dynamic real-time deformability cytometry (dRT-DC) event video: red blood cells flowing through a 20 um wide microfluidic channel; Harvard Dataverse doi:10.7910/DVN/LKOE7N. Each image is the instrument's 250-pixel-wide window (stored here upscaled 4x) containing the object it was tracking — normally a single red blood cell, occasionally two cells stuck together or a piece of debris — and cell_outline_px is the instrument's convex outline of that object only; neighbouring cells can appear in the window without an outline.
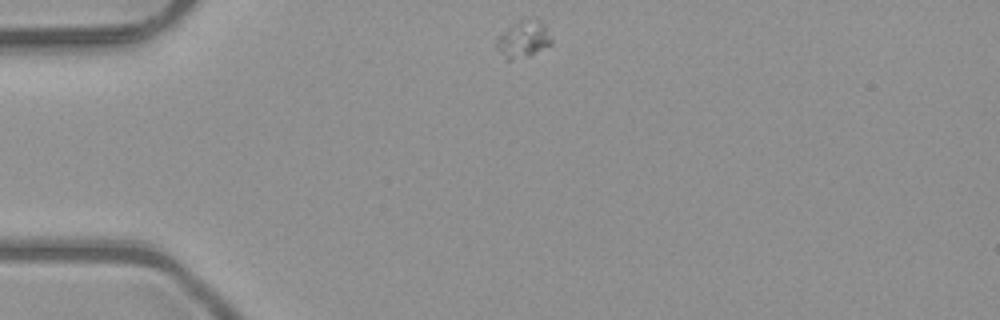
{"species": "common noctule bat (a hibernating species)", "species_latin": "Nyctalus noctula", "temperature_condition": "room temperature", "stored_images_in_passage": 42, "camera_frame_rate_fps": 3000, "um_per_image_px": 0.085, "animal": {"sex": "male", "body_mass_g": 23.1, "forearm_length_mm": 52.7}, "frame": {"image": 1, "passage_image": 1, "time_ms": 0.0, "image_size_px": [1000, 320], "cell_outline_px": [[552, 44], [528, 56], [512, 60], [508, 60], [496, 48], [496, 40], [504, 32], [524, 16], [540, 20], [544, 24], [552, 36]], "centroid_in_image_um": [44.53, 3.3], "position_along_channel_um": 40.5, "area_um2": 11.79}}